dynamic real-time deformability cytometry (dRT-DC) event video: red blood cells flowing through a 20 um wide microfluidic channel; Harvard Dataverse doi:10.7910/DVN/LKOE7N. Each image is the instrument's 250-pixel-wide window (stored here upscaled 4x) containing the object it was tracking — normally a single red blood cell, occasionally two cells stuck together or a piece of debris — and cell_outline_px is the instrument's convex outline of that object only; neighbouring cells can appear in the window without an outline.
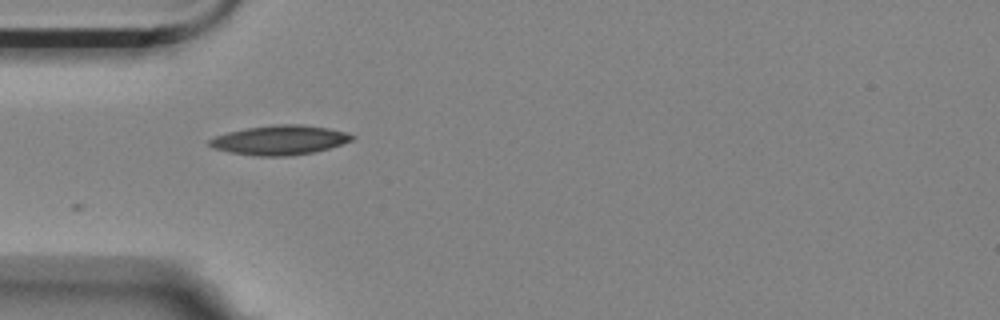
{"species": "Egyptian fruit bat (a non-hibernating species)", "species_latin": "Rousettus aegyptiacus", "temperature_condition": "room temperature", "stored_images_in_passage": 2, "camera_frame_rate_fps": 3000, "um_per_image_px": 0.085, "animal": {"sex": "female"}, "frame": {"image": 1, "passage_image": 2, "time_ms": 0.333, "image_size_px": [1000, 320], "cell_outline_px": [[356, 136], [352, 140], [316, 152], [292, 156], [256, 156], [228, 152], [212, 148], [208, 144], [208, 140], [216, 136], [228, 132], [248, 128], [272, 124], [304, 124], [328, 128], [344, 132]], "centroid_in_image_um": [23.76, 11.91], "position_along_channel_um": 61.2, "area_um2": 24.57}}